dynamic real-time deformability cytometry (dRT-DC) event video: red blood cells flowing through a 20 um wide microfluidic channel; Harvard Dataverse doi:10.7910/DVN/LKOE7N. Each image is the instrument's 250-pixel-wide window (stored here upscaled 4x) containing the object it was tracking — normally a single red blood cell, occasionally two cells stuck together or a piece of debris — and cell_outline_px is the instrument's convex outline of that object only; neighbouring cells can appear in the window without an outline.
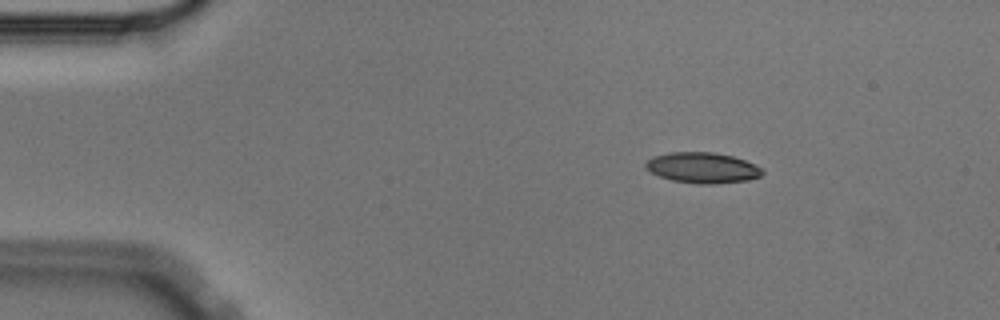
{"species": "Egyptian fruit bat (a non-hibernating species)", "species_latin": "Rousettus aegyptiacus", "temperature_condition": "cold", "stored_images_in_passage": 53, "camera_frame_rate_fps": 3000, "um_per_image_px": 0.085, "animal": {"sex": "male"}, "frame": {"image": 1, "passage_image": 6, "time_ms": 1.667, "image_size_px": [1000, 320], "cell_outline_px": [[764, 172], [760, 176], [748, 180], [712, 184], [696, 184], [672, 180], [660, 176], [644, 168], [644, 164], [652, 156], [672, 152], [712, 152], [732, 156], [756, 164]], "centroid_in_image_um": [59.7, 14.26], "position_along_channel_um": 25.3, "area_um2": 20.81}}
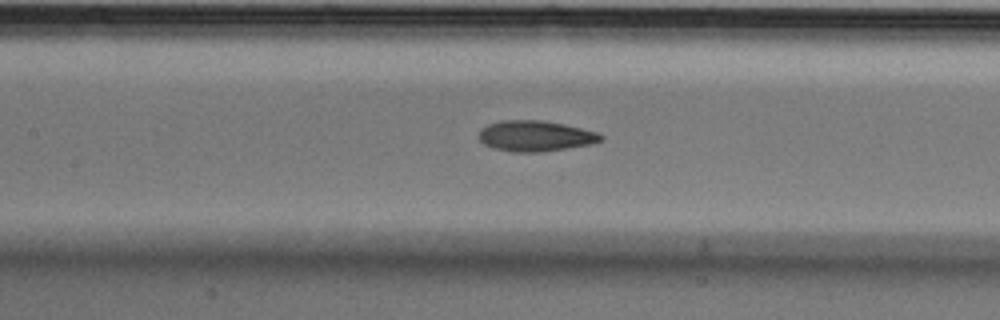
{"frame": {"image": 2, "passage_image": 23, "time_ms": 7.333, "image_size_px": [1000, 320], "cell_outline_px": [[604, 136], [600, 140], [592, 144], [568, 148], [540, 152], [512, 152], [496, 148], [484, 144], [480, 140], [480, 128], [488, 124], [500, 120], [540, 120], [564, 124], [596, 132]], "centroid_in_image_um": [45.49, 11.55], "position_along_channel_um": 161.9, "area_um2": 21.68}}
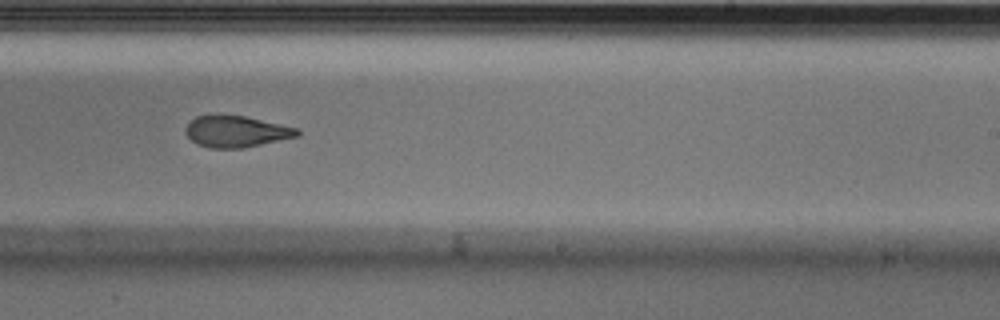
{"frame": {"image": 3, "passage_image": 32, "time_ms": 10.333, "image_size_px": [1000, 320], "cell_outline_px": [[300, 136], [240, 148], [212, 148], [196, 144], [184, 132], [184, 128], [196, 116], [216, 112], [220, 112], [244, 116], [300, 128]], "centroid_in_image_um": [20.05, 11.13], "position_along_channel_um": 268.9, "area_um2": 20.92}, "authors_computed_cell_mechanics": {"area_um2": 21.4438, "velocity_mm_per_s": 3.5786, "shape_relaxation_time_tau1_ms": 5.1682, "shape_relaxation_time_tau2_ms": 2.8425, "deformation_change_tau1": 0.195, "deformation_change_tau2": 0.0992}}